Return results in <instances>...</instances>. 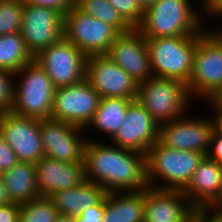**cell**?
Masks as SVG:
<instances>
[{
  "instance_id": "obj_1",
  "label": "cell",
  "mask_w": 222,
  "mask_h": 222,
  "mask_svg": "<svg viewBox=\"0 0 222 222\" xmlns=\"http://www.w3.org/2000/svg\"><path fill=\"white\" fill-rule=\"evenodd\" d=\"M83 163L86 180L100 185L106 193L137 192L148 187L143 153L90 138Z\"/></svg>"
},
{
  "instance_id": "obj_2",
  "label": "cell",
  "mask_w": 222,
  "mask_h": 222,
  "mask_svg": "<svg viewBox=\"0 0 222 222\" xmlns=\"http://www.w3.org/2000/svg\"><path fill=\"white\" fill-rule=\"evenodd\" d=\"M190 1L158 0L143 12L142 20L136 28L145 39L196 35L206 27L202 20L205 19L202 16L204 5H200L199 10Z\"/></svg>"
},
{
  "instance_id": "obj_3",
  "label": "cell",
  "mask_w": 222,
  "mask_h": 222,
  "mask_svg": "<svg viewBox=\"0 0 222 222\" xmlns=\"http://www.w3.org/2000/svg\"><path fill=\"white\" fill-rule=\"evenodd\" d=\"M205 156L201 152L169 148L158 140L146 153L147 185L183 190Z\"/></svg>"
},
{
  "instance_id": "obj_4",
  "label": "cell",
  "mask_w": 222,
  "mask_h": 222,
  "mask_svg": "<svg viewBox=\"0 0 222 222\" xmlns=\"http://www.w3.org/2000/svg\"><path fill=\"white\" fill-rule=\"evenodd\" d=\"M10 112L22 117L50 119L56 87L38 62L31 61L14 74Z\"/></svg>"
},
{
  "instance_id": "obj_5",
  "label": "cell",
  "mask_w": 222,
  "mask_h": 222,
  "mask_svg": "<svg viewBox=\"0 0 222 222\" xmlns=\"http://www.w3.org/2000/svg\"><path fill=\"white\" fill-rule=\"evenodd\" d=\"M136 100L159 125L191 113L193 104L185 83L158 77L138 83Z\"/></svg>"
},
{
  "instance_id": "obj_6",
  "label": "cell",
  "mask_w": 222,
  "mask_h": 222,
  "mask_svg": "<svg viewBox=\"0 0 222 222\" xmlns=\"http://www.w3.org/2000/svg\"><path fill=\"white\" fill-rule=\"evenodd\" d=\"M198 34L146 39L153 77L189 82Z\"/></svg>"
},
{
  "instance_id": "obj_7",
  "label": "cell",
  "mask_w": 222,
  "mask_h": 222,
  "mask_svg": "<svg viewBox=\"0 0 222 222\" xmlns=\"http://www.w3.org/2000/svg\"><path fill=\"white\" fill-rule=\"evenodd\" d=\"M205 27L198 33L190 79L187 84L191 99L207 100L222 86V38ZM206 30V31H205Z\"/></svg>"
},
{
  "instance_id": "obj_8",
  "label": "cell",
  "mask_w": 222,
  "mask_h": 222,
  "mask_svg": "<svg viewBox=\"0 0 222 222\" xmlns=\"http://www.w3.org/2000/svg\"><path fill=\"white\" fill-rule=\"evenodd\" d=\"M64 37L86 56L106 54L120 34L113 26L81 11L76 5L64 15Z\"/></svg>"
},
{
  "instance_id": "obj_9",
  "label": "cell",
  "mask_w": 222,
  "mask_h": 222,
  "mask_svg": "<svg viewBox=\"0 0 222 222\" xmlns=\"http://www.w3.org/2000/svg\"><path fill=\"white\" fill-rule=\"evenodd\" d=\"M56 88L77 84L85 79L87 56L62 37L34 57Z\"/></svg>"
},
{
  "instance_id": "obj_10",
  "label": "cell",
  "mask_w": 222,
  "mask_h": 222,
  "mask_svg": "<svg viewBox=\"0 0 222 222\" xmlns=\"http://www.w3.org/2000/svg\"><path fill=\"white\" fill-rule=\"evenodd\" d=\"M19 33L33 57L64 37V16L49 7L24 3Z\"/></svg>"
},
{
  "instance_id": "obj_11",
  "label": "cell",
  "mask_w": 222,
  "mask_h": 222,
  "mask_svg": "<svg viewBox=\"0 0 222 222\" xmlns=\"http://www.w3.org/2000/svg\"><path fill=\"white\" fill-rule=\"evenodd\" d=\"M100 100L99 94L83 81L55 89L51 118L85 128L91 121Z\"/></svg>"
},
{
  "instance_id": "obj_12",
  "label": "cell",
  "mask_w": 222,
  "mask_h": 222,
  "mask_svg": "<svg viewBox=\"0 0 222 222\" xmlns=\"http://www.w3.org/2000/svg\"><path fill=\"white\" fill-rule=\"evenodd\" d=\"M185 116L160 124L159 141L176 150L208 153L211 133L215 127L214 118L205 116Z\"/></svg>"
},
{
  "instance_id": "obj_13",
  "label": "cell",
  "mask_w": 222,
  "mask_h": 222,
  "mask_svg": "<svg viewBox=\"0 0 222 222\" xmlns=\"http://www.w3.org/2000/svg\"><path fill=\"white\" fill-rule=\"evenodd\" d=\"M84 128L54 119H40L45 157L68 163H82L88 140Z\"/></svg>"
},
{
  "instance_id": "obj_14",
  "label": "cell",
  "mask_w": 222,
  "mask_h": 222,
  "mask_svg": "<svg viewBox=\"0 0 222 222\" xmlns=\"http://www.w3.org/2000/svg\"><path fill=\"white\" fill-rule=\"evenodd\" d=\"M85 79L100 98L136 99L137 81L106 54L87 56Z\"/></svg>"
},
{
  "instance_id": "obj_15",
  "label": "cell",
  "mask_w": 222,
  "mask_h": 222,
  "mask_svg": "<svg viewBox=\"0 0 222 222\" xmlns=\"http://www.w3.org/2000/svg\"><path fill=\"white\" fill-rule=\"evenodd\" d=\"M0 136L10 145L18 162L36 164L45 156L40 135V119L3 113Z\"/></svg>"
},
{
  "instance_id": "obj_16",
  "label": "cell",
  "mask_w": 222,
  "mask_h": 222,
  "mask_svg": "<svg viewBox=\"0 0 222 222\" xmlns=\"http://www.w3.org/2000/svg\"><path fill=\"white\" fill-rule=\"evenodd\" d=\"M159 126L135 99L129 104L122 124L109 142L146 155L148 149L159 140Z\"/></svg>"
},
{
  "instance_id": "obj_17",
  "label": "cell",
  "mask_w": 222,
  "mask_h": 222,
  "mask_svg": "<svg viewBox=\"0 0 222 222\" xmlns=\"http://www.w3.org/2000/svg\"><path fill=\"white\" fill-rule=\"evenodd\" d=\"M106 55L137 83L153 77L146 39L137 28L120 33Z\"/></svg>"
},
{
  "instance_id": "obj_18",
  "label": "cell",
  "mask_w": 222,
  "mask_h": 222,
  "mask_svg": "<svg viewBox=\"0 0 222 222\" xmlns=\"http://www.w3.org/2000/svg\"><path fill=\"white\" fill-rule=\"evenodd\" d=\"M144 222H189L195 210L182 190L148 186L144 190Z\"/></svg>"
},
{
  "instance_id": "obj_19",
  "label": "cell",
  "mask_w": 222,
  "mask_h": 222,
  "mask_svg": "<svg viewBox=\"0 0 222 222\" xmlns=\"http://www.w3.org/2000/svg\"><path fill=\"white\" fill-rule=\"evenodd\" d=\"M36 186L41 197L80 186L85 178L84 163H68L43 157L35 164Z\"/></svg>"
},
{
  "instance_id": "obj_20",
  "label": "cell",
  "mask_w": 222,
  "mask_h": 222,
  "mask_svg": "<svg viewBox=\"0 0 222 222\" xmlns=\"http://www.w3.org/2000/svg\"><path fill=\"white\" fill-rule=\"evenodd\" d=\"M222 182V165L205 156L182 190L195 209H207L217 198Z\"/></svg>"
},
{
  "instance_id": "obj_21",
  "label": "cell",
  "mask_w": 222,
  "mask_h": 222,
  "mask_svg": "<svg viewBox=\"0 0 222 222\" xmlns=\"http://www.w3.org/2000/svg\"><path fill=\"white\" fill-rule=\"evenodd\" d=\"M105 195L103 187L86 180L80 186L54 192L48 198L59 214L76 217L84 209L96 205Z\"/></svg>"
},
{
  "instance_id": "obj_22",
  "label": "cell",
  "mask_w": 222,
  "mask_h": 222,
  "mask_svg": "<svg viewBox=\"0 0 222 222\" xmlns=\"http://www.w3.org/2000/svg\"><path fill=\"white\" fill-rule=\"evenodd\" d=\"M144 212V190L106 193L102 222H144Z\"/></svg>"
},
{
  "instance_id": "obj_23",
  "label": "cell",
  "mask_w": 222,
  "mask_h": 222,
  "mask_svg": "<svg viewBox=\"0 0 222 222\" xmlns=\"http://www.w3.org/2000/svg\"><path fill=\"white\" fill-rule=\"evenodd\" d=\"M1 176L12 202L21 204L41 197L36 186L34 163L18 162Z\"/></svg>"
},
{
  "instance_id": "obj_24",
  "label": "cell",
  "mask_w": 222,
  "mask_h": 222,
  "mask_svg": "<svg viewBox=\"0 0 222 222\" xmlns=\"http://www.w3.org/2000/svg\"><path fill=\"white\" fill-rule=\"evenodd\" d=\"M135 99L128 98H100L95 114L91 121L84 128L86 134L88 130L94 129L100 134L109 138L115 135L126 115L129 104ZM93 127V128H92ZM108 135V136H107Z\"/></svg>"
},
{
  "instance_id": "obj_25",
  "label": "cell",
  "mask_w": 222,
  "mask_h": 222,
  "mask_svg": "<svg viewBox=\"0 0 222 222\" xmlns=\"http://www.w3.org/2000/svg\"><path fill=\"white\" fill-rule=\"evenodd\" d=\"M33 60L19 32L0 36V69L15 74Z\"/></svg>"
},
{
  "instance_id": "obj_26",
  "label": "cell",
  "mask_w": 222,
  "mask_h": 222,
  "mask_svg": "<svg viewBox=\"0 0 222 222\" xmlns=\"http://www.w3.org/2000/svg\"><path fill=\"white\" fill-rule=\"evenodd\" d=\"M76 6L92 17L113 26L119 33L132 29L108 0H76Z\"/></svg>"
},
{
  "instance_id": "obj_27",
  "label": "cell",
  "mask_w": 222,
  "mask_h": 222,
  "mask_svg": "<svg viewBox=\"0 0 222 222\" xmlns=\"http://www.w3.org/2000/svg\"><path fill=\"white\" fill-rule=\"evenodd\" d=\"M59 212L48 197L19 204L18 222H55Z\"/></svg>"
},
{
  "instance_id": "obj_28",
  "label": "cell",
  "mask_w": 222,
  "mask_h": 222,
  "mask_svg": "<svg viewBox=\"0 0 222 222\" xmlns=\"http://www.w3.org/2000/svg\"><path fill=\"white\" fill-rule=\"evenodd\" d=\"M23 0L0 1V36L20 31Z\"/></svg>"
},
{
  "instance_id": "obj_29",
  "label": "cell",
  "mask_w": 222,
  "mask_h": 222,
  "mask_svg": "<svg viewBox=\"0 0 222 222\" xmlns=\"http://www.w3.org/2000/svg\"><path fill=\"white\" fill-rule=\"evenodd\" d=\"M108 2L132 28H136L140 24L143 11L136 0H108Z\"/></svg>"
},
{
  "instance_id": "obj_30",
  "label": "cell",
  "mask_w": 222,
  "mask_h": 222,
  "mask_svg": "<svg viewBox=\"0 0 222 222\" xmlns=\"http://www.w3.org/2000/svg\"><path fill=\"white\" fill-rule=\"evenodd\" d=\"M14 73L0 69V111L8 113L13 105Z\"/></svg>"
},
{
  "instance_id": "obj_31",
  "label": "cell",
  "mask_w": 222,
  "mask_h": 222,
  "mask_svg": "<svg viewBox=\"0 0 222 222\" xmlns=\"http://www.w3.org/2000/svg\"><path fill=\"white\" fill-rule=\"evenodd\" d=\"M105 214V196L94 206L84 209L75 222H102Z\"/></svg>"
},
{
  "instance_id": "obj_32",
  "label": "cell",
  "mask_w": 222,
  "mask_h": 222,
  "mask_svg": "<svg viewBox=\"0 0 222 222\" xmlns=\"http://www.w3.org/2000/svg\"><path fill=\"white\" fill-rule=\"evenodd\" d=\"M18 163L17 157L10 145L0 136V173H4Z\"/></svg>"
},
{
  "instance_id": "obj_33",
  "label": "cell",
  "mask_w": 222,
  "mask_h": 222,
  "mask_svg": "<svg viewBox=\"0 0 222 222\" xmlns=\"http://www.w3.org/2000/svg\"><path fill=\"white\" fill-rule=\"evenodd\" d=\"M24 3L55 9L63 16L76 5V0H23Z\"/></svg>"
},
{
  "instance_id": "obj_34",
  "label": "cell",
  "mask_w": 222,
  "mask_h": 222,
  "mask_svg": "<svg viewBox=\"0 0 222 222\" xmlns=\"http://www.w3.org/2000/svg\"><path fill=\"white\" fill-rule=\"evenodd\" d=\"M206 156L222 165V134L214 127Z\"/></svg>"
},
{
  "instance_id": "obj_35",
  "label": "cell",
  "mask_w": 222,
  "mask_h": 222,
  "mask_svg": "<svg viewBox=\"0 0 222 222\" xmlns=\"http://www.w3.org/2000/svg\"><path fill=\"white\" fill-rule=\"evenodd\" d=\"M19 218V204L10 203L8 205L0 206V222H18Z\"/></svg>"
},
{
  "instance_id": "obj_36",
  "label": "cell",
  "mask_w": 222,
  "mask_h": 222,
  "mask_svg": "<svg viewBox=\"0 0 222 222\" xmlns=\"http://www.w3.org/2000/svg\"><path fill=\"white\" fill-rule=\"evenodd\" d=\"M189 222H222V216L207 209H195L190 215Z\"/></svg>"
},
{
  "instance_id": "obj_37",
  "label": "cell",
  "mask_w": 222,
  "mask_h": 222,
  "mask_svg": "<svg viewBox=\"0 0 222 222\" xmlns=\"http://www.w3.org/2000/svg\"><path fill=\"white\" fill-rule=\"evenodd\" d=\"M204 16L210 19L222 16V0H208L204 4Z\"/></svg>"
},
{
  "instance_id": "obj_38",
  "label": "cell",
  "mask_w": 222,
  "mask_h": 222,
  "mask_svg": "<svg viewBox=\"0 0 222 222\" xmlns=\"http://www.w3.org/2000/svg\"><path fill=\"white\" fill-rule=\"evenodd\" d=\"M206 101L209 103L206 106H210V108H212L209 111H214V115H222V86L213 92Z\"/></svg>"
},
{
  "instance_id": "obj_39",
  "label": "cell",
  "mask_w": 222,
  "mask_h": 222,
  "mask_svg": "<svg viewBox=\"0 0 222 222\" xmlns=\"http://www.w3.org/2000/svg\"><path fill=\"white\" fill-rule=\"evenodd\" d=\"M207 210L214 214L222 216V182L216 200L207 208Z\"/></svg>"
},
{
  "instance_id": "obj_40",
  "label": "cell",
  "mask_w": 222,
  "mask_h": 222,
  "mask_svg": "<svg viewBox=\"0 0 222 222\" xmlns=\"http://www.w3.org/2000/svg\"><path fill=\"white\" fill-rule=\"evenodd\" d=\"M10 203H12V201L9 198L3 177L0 175V206L8 205Z\"/></svg>"
},
{
  "instance_id": "obj_41",
  "label": "cell",
  "mask_w": 222,
  "mask_h": 222,
  "mask_svg": "<svg viewBox=\"0 0 222 222\" xmlns=\"http://www.w3.org/2000/svg\"><path fill=\"white\" fill-rule=\"evenodd\" d=\"M142 11H146L152 7L158 0H136Z\"/></svg>"
},
{
  "instance_id": "obj_42",
  "label": "cell",
  "mask_w": 222,
  "mask_h": 222,
  "mask_svg": "<svg viewBox=\"0 0 222 222\" xmlns=\"http://www.w3.org/2000/svg\"><path fill=\"white\" fill-rule=\"evenodd\" d=\"M215 128L222 134V115H214Z\"/></svg>"
},
{
  "instance_id": "obj_43",
  "label": "cell",
  "mask_w": 222,
  "mask_h": 222,
  "mask_svg": "<svg viewBox=\"0 0 222 222\" xmlns=\"http://www.w3.org/2000/svg\"><path fill=\"white\" fill-rule=\"evenodd\" d=\"M55 222H75V217L59 214Z\"/></svg>"
},
{
  "instance_id": "obj_44",
  "label": "cell",
  "mask_w": 222,
  "mask_h": 222,
  "mask_svg": "<svg viewBox=\"0 0 222 222\" xmlns=\"http://www.w3.org/2000/svg\"><path fill=\"white\" fill-rule=\"evenodd\" d=\"M221 18H222V16H221ZM212 31H213L218 37L222 38V27H221V28H218V26H217V29L214 28Z\"/></svg>"
},
{
  "instance_id": "obj_45",
  "label": "cell",
  "mask_w": 222,
  "mask_h": 222,
  "mask_svg": "<svg viewBox=\"0 0 222 222\" xmlns=\"http://www.w3.org/2000/svg\"><path fill=\"white\" fill-rule=\"evenodd\" d=\"M207 1H208V0H201V1H199V2H201V3H199V4L204 5Z\"/></svg>"
},
{
  "instance_id": "obj_46",
  "label": "cell",
  "mask_w": 222,
  "mask_h": 222,
  "mask_svg": "<svg viewBox=\"0 0 222 222\" xmlns=\"http://www.w3.org/2000/svg\"><path fill=\"white\" fill-rule=\"evenodd\" d=\"M2 115H3V112L0 111V120H1Z\"/></svg>"
}]
</instances>
